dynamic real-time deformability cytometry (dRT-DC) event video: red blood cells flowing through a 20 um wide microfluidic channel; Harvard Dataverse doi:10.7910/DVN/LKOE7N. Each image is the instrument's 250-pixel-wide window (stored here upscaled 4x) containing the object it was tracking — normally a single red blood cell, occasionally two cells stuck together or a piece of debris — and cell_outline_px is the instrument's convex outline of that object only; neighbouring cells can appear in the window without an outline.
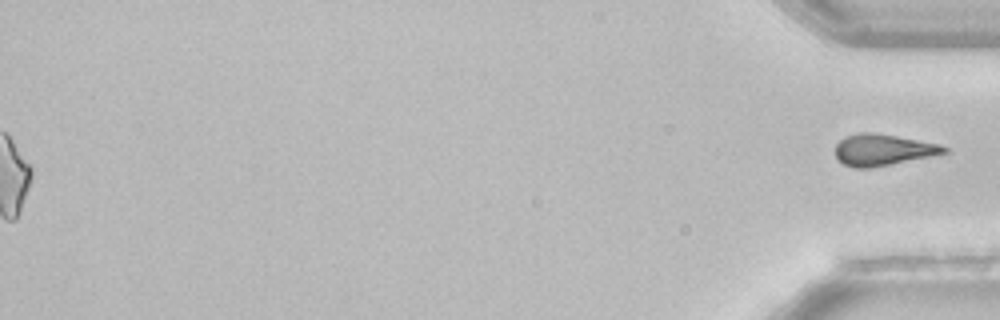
{"species": "common noctule bat (a hibernating species)", "species_latin": "Nyctalus noctula", "temperature_condition": "room temperature", "stored_images_in_passage": 54, "segment_of_instrument_passage": [2, 2], "camera_frame_rate_fps": 3000, "um_per_image_px": 0.085, "animal": {"sex": "female", "body_mass_g": 22.7, "forearm_length_mm": 54.2}, "frame": {"image": 1, "passage_image": 54, "time_ms": 17.667, "image_size_px": [1000, 320], "cell_outline_px": [[948, 152], [932, 156], [872, 168], [856, 168], [844, 164], [836, 156], [836, 144], [844, 136], [860, 132], [872, 132], [896, 136], [940, 144], [948, 148]], "centroid_in_image_um": [75.05, 12.73], "position_along_channel_um": 360.2, "area_um2": 19.88}}